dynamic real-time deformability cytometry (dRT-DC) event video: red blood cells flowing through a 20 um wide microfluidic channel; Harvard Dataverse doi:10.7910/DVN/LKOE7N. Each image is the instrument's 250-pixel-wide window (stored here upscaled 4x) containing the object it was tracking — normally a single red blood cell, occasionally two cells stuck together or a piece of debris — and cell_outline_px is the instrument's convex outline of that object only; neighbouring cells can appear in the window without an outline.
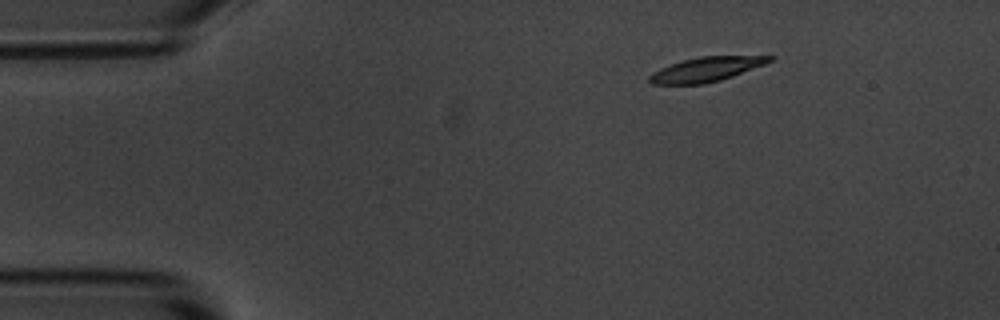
{"species": "common noctule bat (a hibernating species)", "species_latin": "Nyctalus noctula", "temperature_condition": "room temperature", "stored_images_in_passage": 3, "camera_frame_rate_fps": 3000, "um_per_image_px": 0.085, "animal": {"sex": "male", "body_mass_g": 20.1, "forearm_length_mm": 53.5}, "frame": {"image": 1, "passage_image": 1, "time_ms": 0.0, "image_size_px": [1000, 320], "cell_outline_px": [[776, 56], [772, 60], [764, 64], [732, 76], [720, 80], [704, 84], [652, 84], [648, 80], [648, 76], [652, 72], [660, 68], [684, 60], [700, 56]], "centroid_in_image_um": [59.99, 5.9], "position_along_channel_um": 25.0, "area_um2": 16.88}}